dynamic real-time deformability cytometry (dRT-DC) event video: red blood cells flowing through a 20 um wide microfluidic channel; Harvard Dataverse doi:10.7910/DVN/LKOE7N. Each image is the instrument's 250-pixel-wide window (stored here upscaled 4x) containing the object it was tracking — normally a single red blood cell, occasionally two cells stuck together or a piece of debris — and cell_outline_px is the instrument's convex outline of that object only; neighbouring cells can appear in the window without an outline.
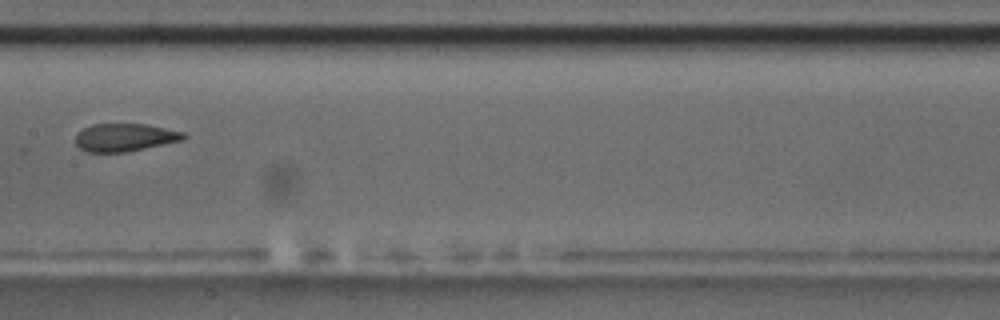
{"species": "common noctule bat (a hibernating species)", "species_latin": "Nyctalus noctula", "temperature_condition": "room temperature", "stored_images_in_passage": 12, "camera_frame_rate_fps": 3000, "um_per_image_px": 0.085, "animal": {"sex": "male", "body_mass_g": 17.5, "forearm_length_mm": 52.3}, "frame": {"image": 1, "passage_image": 4, "time_ms": 3.667, "image_size_px": [1000, 320], "cell_outline_px": [[188, 136], [184, 140], [124, 152], [88, 152], [80, 148], [76, 144], [76, 132], [92, 124], [148, 124], [184, 132]], "centroid_in_image_um": [10.62, 11.67], "position_along_channel_um": 196.8, "area_um2": 17.57}, "authors_computed_cell_mechanics": {"area_um2": 19.0162, "velocity_mm_per_s": 3.5456, "shape_relaxation_time_tau1_ms": 5.5942, "shape_relaxation_time_tau2_ms": 1.1879, "deformation_change_tau1": 0.1328, "deformation_change_tau2": 0.0529}}